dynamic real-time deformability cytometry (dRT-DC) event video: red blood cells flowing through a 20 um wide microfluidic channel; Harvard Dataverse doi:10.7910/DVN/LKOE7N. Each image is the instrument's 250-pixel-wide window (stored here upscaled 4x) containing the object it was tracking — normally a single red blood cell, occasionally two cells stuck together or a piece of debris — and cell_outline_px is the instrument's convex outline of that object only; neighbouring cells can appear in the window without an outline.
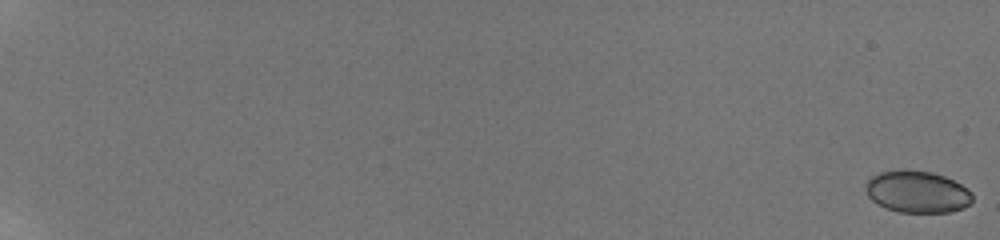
{"species": "human", "species_latin": "Homo sapiens", "temperature_condition": "room temperature", "stored_images_in_passage": 85, "camera_frame_rate_fps": 3000, "um_per_image_px": 0.085, "donor": {"sex": "male"}, "frame": {"image": 1, "passage_image": 1, "time_ms": 0.0, "image_size_px": [1000, 240], "cell_outline_px": [[972, 200], [964, 208], [948, 212], [900, 212], [888, 208], [872, 200], [868, 196], [864, 188], [864, 184], [872, 176], [880, 172], [896, 168], [904, 168], [932, 172], [944, 176], [960, 184], [972, 192]], "centroid_in_image_um": [77.93, 16.27], "position_along_channel_um": 7.1, "area_um2": 26.24}}
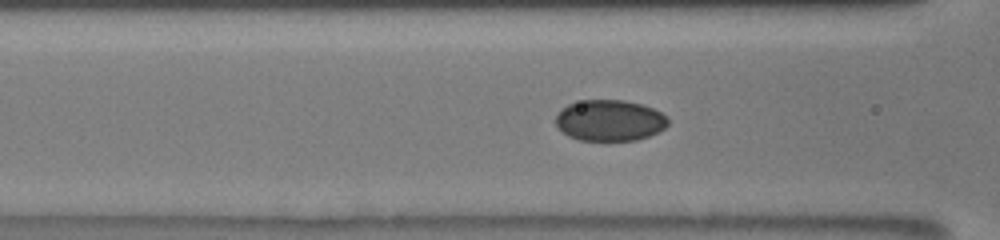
{"frame": {"image": 2, "passage_image": 43, "time_ms": 9.667, "image_size_px": [1000, 240], "cell_outline_px": [[668, 124], [660, 132], [636, 140], [580, 140], [568, 136], [556, 124], [556, 116], [560, 108], [568, 104], [584, 100], [624, 100], [640, 104], [652, 108], [668, 116]], "centroid_in_image_um": [51.83, 10.23], "position_along_channel_um": 114.8, "area_um2": 26.88}}
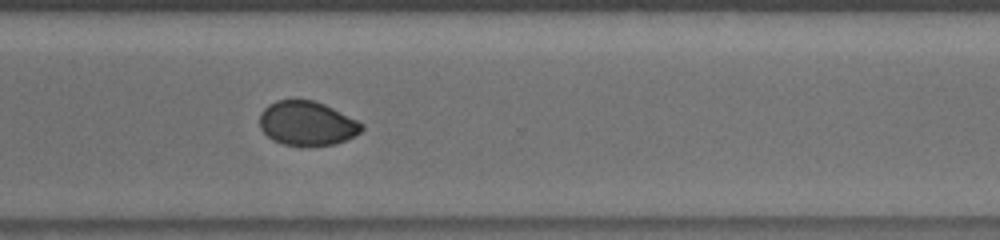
{"frame": {"image": 3, "passage_image": 70, "time_ms": 15.667, "image_size_px": [1000, 240], "cell_outline_px": [[364, 128], [360, 132], [336, 144], [308, 148], [284, 144], [272, 140], [260, 128], [260, 112], [268, 104], [276, 100], [312, 100], [324, 104], [364, 124]], "centroid_in_image_um": [26.07, 10.51], "position_along_channel_um": 344.5, "area_um2": 26.53}, "authors_computed_cell_mechanics": {"area_um2": 26.8192, "velocity_mm_per_s": 3.8271, "shape_relaxation_time_tau1_ms": null, "shape_relaxation_time_tau2_ms": 1.7836, "deformation_change_tau1": null, "deformation_change_tau2": 0.0326}}